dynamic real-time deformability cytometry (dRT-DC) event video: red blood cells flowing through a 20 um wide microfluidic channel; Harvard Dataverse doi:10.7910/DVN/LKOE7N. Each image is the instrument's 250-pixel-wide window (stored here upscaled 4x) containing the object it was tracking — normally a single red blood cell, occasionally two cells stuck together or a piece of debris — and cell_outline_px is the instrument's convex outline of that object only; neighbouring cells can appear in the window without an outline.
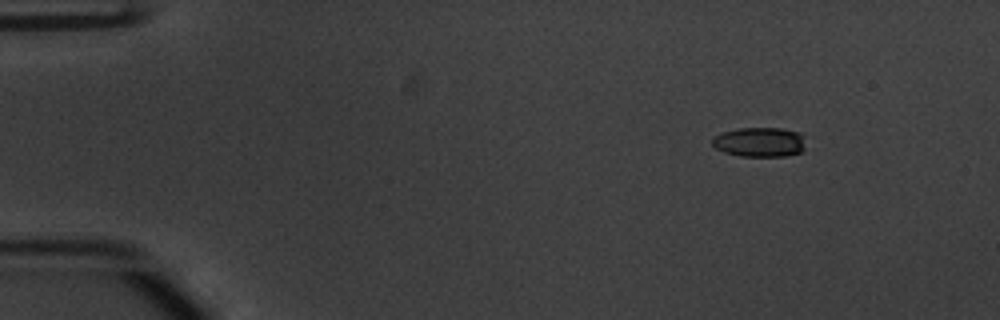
{"species": "common noctule bat (a hibernating species)", "species_latin": "Nyctalus noctula", "temperature_condition": "warm", "stored_images_in_passage": 47, "camera_frame_rate_fps": 3000, "um_per_image_px": 0.085, "animal": {"sex": "male", "body_mass_g": 20.1, "forearm_length_mm": 53.5}, "frame": {"image": 1, "passage_image": 1, "time_ms": 0.0, "image_size_px": [1000, 320], "cell_outline_px": [[804, 148], [800, 152], [784, 156], [740, 156], [724, 152], [716, 148], [712, 144], [712, 136], [720, 132], [740, 128], [784, 128], [800, 132]], "centroid_in_image_um": [64.52, 12.06], "position_along_channel_um": 20.5, "area_um2": 16.13}}
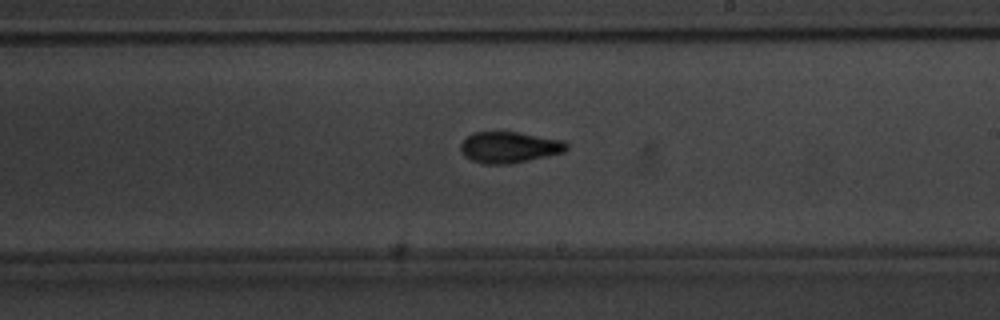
{"frame": {"image": 2, "passage_image": 26, "time_ms": 8.333, "image_size_px": [1000, 320], "cell_outline_px": [[568, 148], [564, 152], [512, 164], [484, 164], [472, 160], [464, 156], [460, 148], [460, 144], [472, 132], [520, 132], [564, 140], [568, 144]], "centroid_in_image_um": [43.3, 12.52], "position_along_channel_um": 245.7, "area_um2": 19.36}}
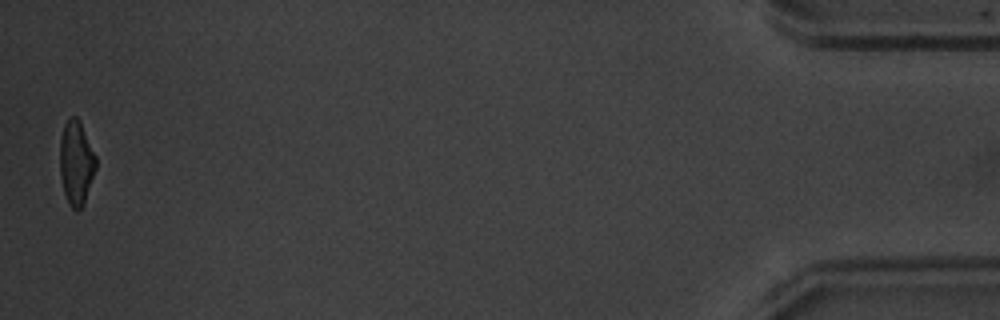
{"frame": {"image": 3, "passage_image": 47, "time_ms": 15.333, "image_size_px": [1000, 320], "cell_outline_px": [[96, 168], [84, 204], [76, 212], [68, 204], [64, 192], [60, 176], [60, 140], [64, 124], [72, 116], [76, 116], [80, 120], [96, 156]], "centroid_in_image_um": [6.48, 13.85], "position_along_channel_um": 428.7, "area_um2": 17.74}, "authors_computed_cell_mechanics": {"area_um2": 18.6694, "velocity_mm_per_s": 3.8647, "shape_relaxation_time_tau1_ms": 3.6711, "shape_relaxation_time_tau2_ms": 2.1095, "deformation_change_tau1": 0.1722, "deformation_change_tau2": 0.0967}}